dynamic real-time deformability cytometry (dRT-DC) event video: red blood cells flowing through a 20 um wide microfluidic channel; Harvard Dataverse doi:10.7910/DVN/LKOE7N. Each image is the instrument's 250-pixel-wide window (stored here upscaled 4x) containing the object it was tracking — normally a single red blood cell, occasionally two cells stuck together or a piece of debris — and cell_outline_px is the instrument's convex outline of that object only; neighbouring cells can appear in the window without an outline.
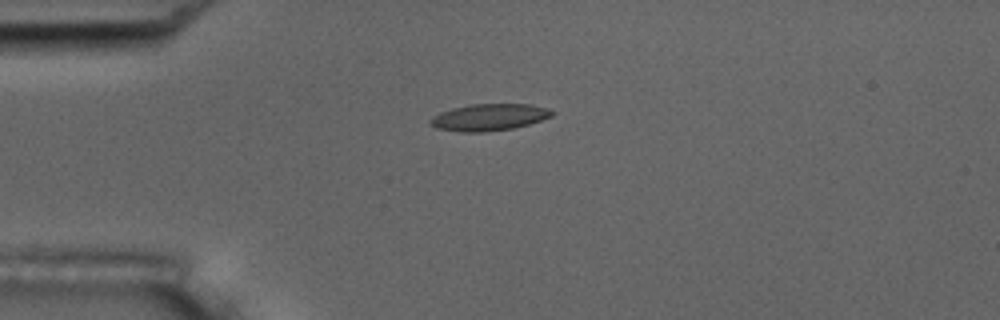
{"species": "common noctule bat (a hibernating species)", "species_latin": "Nyctalus noctula", "temperature_condition": "room temperature", "stored_images_in_passage": 10, "camera_frame_rate_fps": 3000, "um_per_image_px": 0.085, "animal": {"sex": "male", "body_mass_g": 17.5, "forearm_length_mm": 52.3}, "frame": {"image": 1, "passage_image": 4, "time_ms": 4.333, "image_size_px": [1000, 320], "cell_outline_px": [[556, 112], [552, 116], [528, 124], [512, 128], [484, 132], [460, 132], [436, 128], [428, 120], [432, 116], [440, 112], [452, 108], [468, 104], [528, 104], [548, 108]], "centroid_in_image_um": [41.55, 9.96], "position_along_channel_um": 43.4, "area_um2": 19.02}}
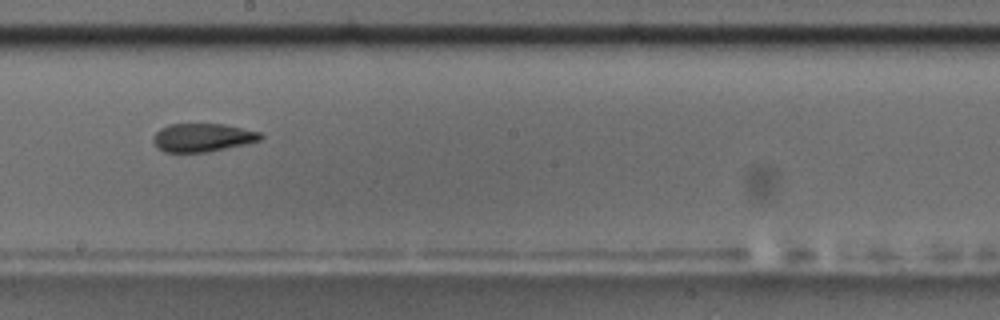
{"frame": {"image": 2, "passage_image": 9, "time_ms": 10.0, "image_size_px": [1000, 320], "cell_outline_px": [[264, 136], [260, 140], [244, 144], [208, 152], [164, 152], [156, 148], [152, 140], [152, 136], [160, 128], [168, 124], [224, 124], [260, 132]], "centroid_in_image_um": [17.17, 11.69], "position_along_channel_um": 231.0, "area_um2": 17.8}}